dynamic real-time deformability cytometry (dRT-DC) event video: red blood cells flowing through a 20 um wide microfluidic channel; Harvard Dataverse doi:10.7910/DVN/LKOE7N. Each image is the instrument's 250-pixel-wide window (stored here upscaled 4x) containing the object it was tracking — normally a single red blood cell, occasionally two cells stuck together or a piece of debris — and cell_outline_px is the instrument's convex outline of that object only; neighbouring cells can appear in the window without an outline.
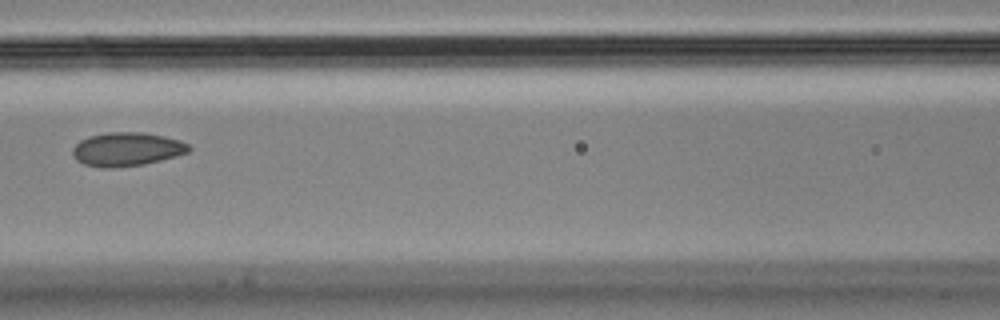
{"species": "Egyptian fruit bat (a non-hibernating species)", "species_latin": "Rousettus aegyptiacus", "temperature_condition": "cold", "stored_images_in_passage": 7, "camera_frame_rate_fps": 3000, "um_per_image_px": 0.085, "animal": {"sex": "male"}, "frame": {"image": 1, "passage_image": 7, "time_ms": 2.0, "image_size_px": [1000, 320], "cell_outline_px": [[192, 148], [188, 152], [176, 156], [144, 164], [112, 168], [100, 168], [84, 164], [76, 160], [72, 152], [72, 148], [80, 140], [88, 136], [108, 132], [140, 132], [164, 136], [180, 140], [188, 144]], "centroid_in_image_um": [10.76, 12.68], "position_along_channel_um": 155.8, "area_um2": 22.89}}